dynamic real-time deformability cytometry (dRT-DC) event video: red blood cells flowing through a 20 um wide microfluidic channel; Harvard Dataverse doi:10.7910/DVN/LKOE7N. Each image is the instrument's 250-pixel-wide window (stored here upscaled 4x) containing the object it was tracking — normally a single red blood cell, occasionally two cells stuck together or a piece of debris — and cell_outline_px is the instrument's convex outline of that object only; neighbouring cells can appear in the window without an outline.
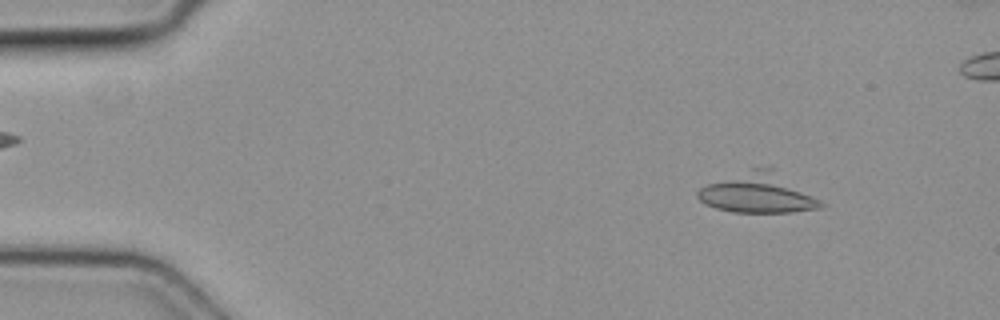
{"species": "common noctule bat (a hibernating species)", "species_latin": "Nyctalus noctula", "temperature_condition": "cold", "stored_images_in_passage": 4, "camera_frame_rate_fps": 3000, "um_per_image_px": 0.085, "animal": {"sex": "female", "body_mass_g": 19.3, "forearm_length_mm": 54.1}, "frame": {"image": 1, "passage_image": 1, "time_ms": 0.0, "image_size_px": [1000, 320], "cell_outline_px": [[824, 204], [820, 208], [792, 212], [732, 212], [716, 208], [704, 204], [696, 196], [696, 192], [700, 188], [708, 184], [752, 168], [768, 164], [772, 164], [820, 200]], "centroid_in_image_um": [64.47, 16.37], "position_along_channel_um": 20.5, "area_um2": 28.96}}